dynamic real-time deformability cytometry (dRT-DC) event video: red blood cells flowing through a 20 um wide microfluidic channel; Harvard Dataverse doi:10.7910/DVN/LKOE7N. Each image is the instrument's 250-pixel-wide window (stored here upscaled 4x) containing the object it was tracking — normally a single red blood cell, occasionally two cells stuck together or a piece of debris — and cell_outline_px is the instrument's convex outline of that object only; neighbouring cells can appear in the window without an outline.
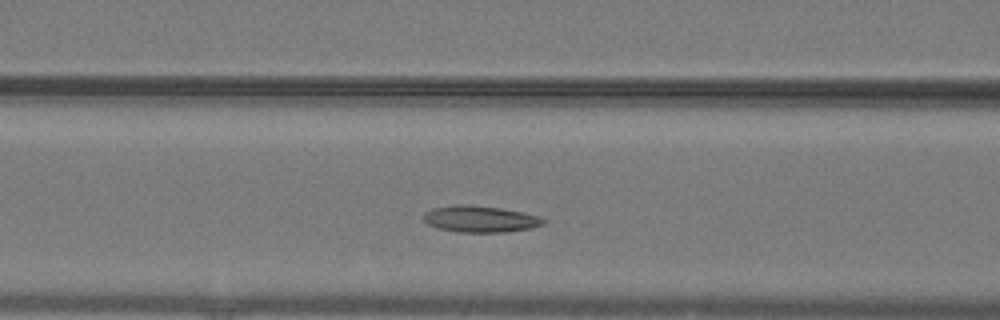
{"species": "common noctule bat (a hibernating species)", "species_latin": "Nyctalus noctula", "temperature_condition": "warm", "stored_images_in_passage": 46, "camera_frame_rate_fps": 3000, "um_per_image_px": 0.085, "animal": {"sex": "male", "body_mass_g": 19.2, "forearm_length_mm": 51.8}, "frame": {"image": 1, "passage_image": 15, "time_ms": 4.667, "image_size_px": [1000, 320], "cell_outline_px": [[544, 224], [528, 228], [508, 232], [460, 232], [440, 228], [428, 224], [424, 220], [424, 212], [432, 208], [452, 204], [464, 204], [500, 208], [520, 212], [536, 216], [544, 220]], "centroid_in_image_um": [40.75, 18.61], "position_along_channel_um": 125.8, "area_um2": 18.21}}
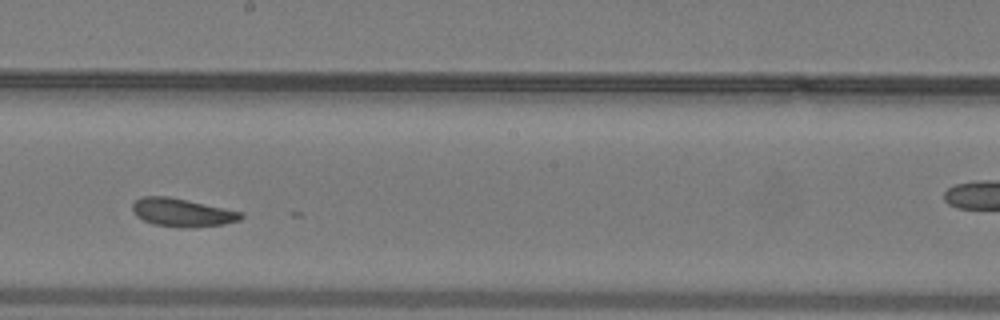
{"frame": {"image": 2, "passage_image": 23, "time_ms": 7.333, "image_size_px": [1000, 320], "cell_outline_px": [[244, 216], [240, 220], [224, 224], [188, 228], [184, 228], [156, 224], [144, 220], [136, 216], [132, 208], [132, 204], [136, 200], [144, 196], [168, 196], [244, 212]], "centroid_in_image_um": [15.52, 18.06], "position_along_channel_um": 232.7, "area_um2": 17.74}}
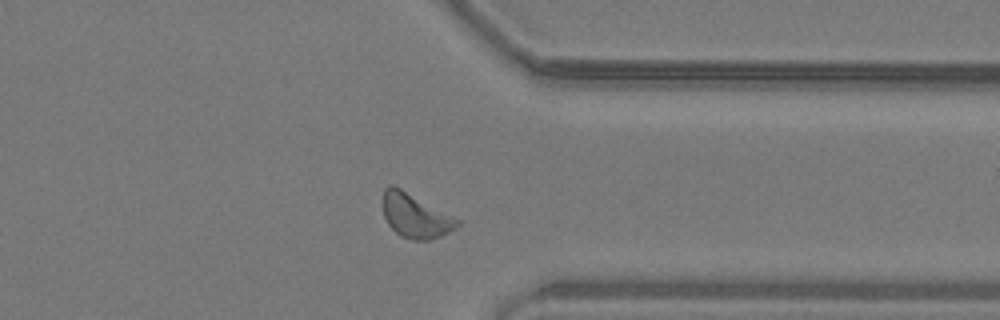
{"frame": {"image": 3, "passage_image": 34, "time_ms": 11.0, "image_size_px": [1000, 320], "cell_outline_px": [[460, 224], [456, 228], [448, 232], [428, 240], [412, 240], [400, 236], [388, 224], [384, 216], [384, 188], [388, 184], [392, 184], [400, 188], [460, 220]], "centroid_in_image_um": [35.29, 18.34], "position_along_channel_um": 376.1, "area_um2": 18.73}, "authors_computed_cell_mechanics": {"area_um2": 18.1781, "velocity_mm_per_s": 4.0134, "shape_relaxation_time_tau1_ms": 4.5281, "shape_relaxation_time_tau2_ms": 4.6861, "deformation_change_tau1": 0.1033, "deformation_change_tau2": 0.1182}}